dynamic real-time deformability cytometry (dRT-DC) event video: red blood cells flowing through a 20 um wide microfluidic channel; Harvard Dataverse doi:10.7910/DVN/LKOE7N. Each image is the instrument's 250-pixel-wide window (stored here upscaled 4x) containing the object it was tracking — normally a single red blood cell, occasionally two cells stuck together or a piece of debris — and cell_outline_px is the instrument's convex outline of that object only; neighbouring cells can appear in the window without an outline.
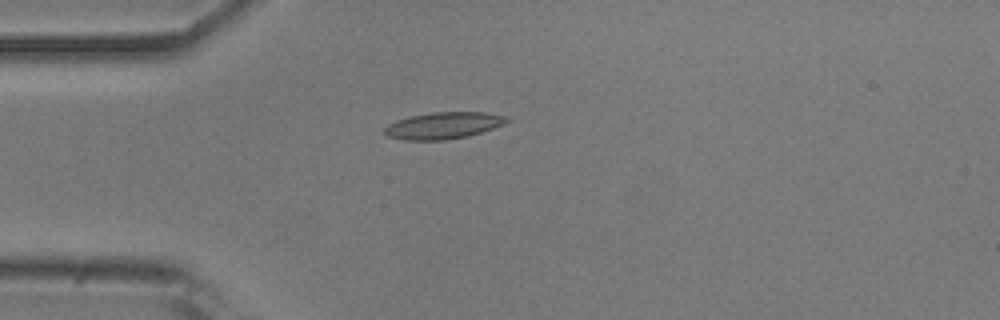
{"species": "common noctule bat (a hibernating species)", "species_latin": "Nyctalus noctula", "temperature_condition": "room temperature", "stored_images_in_passage": 39, "camera_frame_rate_fps": 3000, "um_per_image_px": 0.085, "animal": {"sex": "male", "body_mass_g": 20.5, "forearm_length_mm": 52.5}, "frame": {"image": 1, "passage_image": 1, "time_ms": 0.0, "image_size_px": [1000, 320], "cell_outline_px": [[512, 120], [504, 124], [468, 136], [444, 140], [404, 140], [388, 136], [384, 132], [384, 128], [388, 124], [396, 120], [408, 116], [432, 112], [484, 112], [504, 116]], "centroid_in_image_um": [37.66, 10.66], "position_along_channel_um": 47.3, "area_um2": 19.02}}
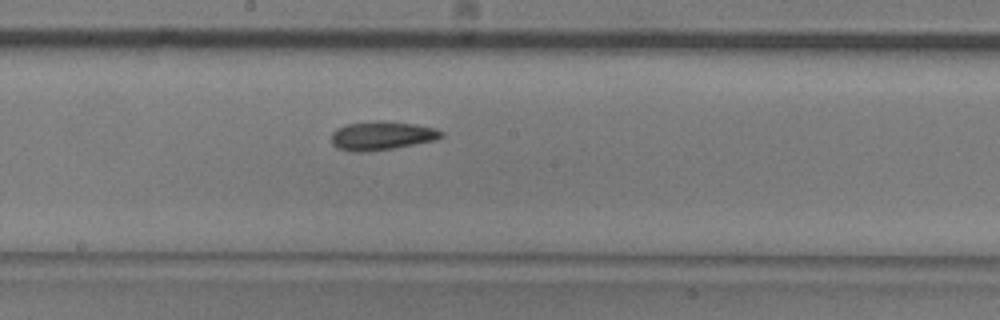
{"frame": {"image": 2, "passage_image": 15, "time_ms": 4.667, "image_size_px": [1000, 320], "cell_outline_px": [[444, 136], [436, 140], [392, 148], [364, 152], [352, 152], [336, 148], [332, 144], [332, 132], [336, 128], [348, 124], [380, 120], [412, 124], [436, 128], [444, 132]], "centroid_in_image_um": [32.44, 11.54], "position_along_channel_um": 215.8, "area_um2": 18.38}}
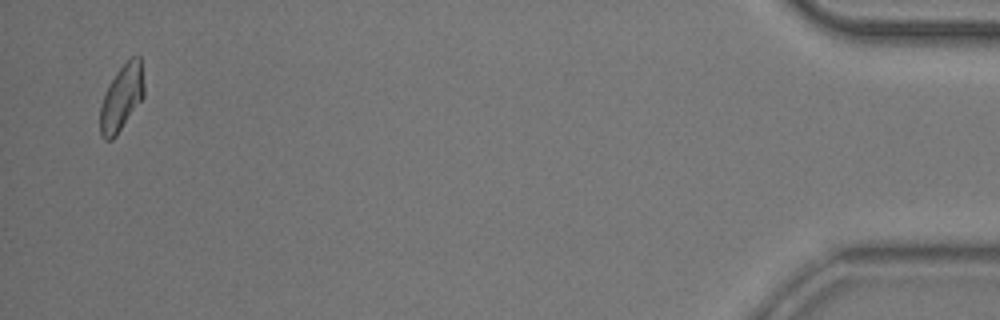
{"frame": {"image": 3, "passage_image": 38, "time_ms": 12.333, "image_size_px": [1000, 320], "cell_outline_px": [[144, 96], [116, 136], [112, 140], [104, 140], [100, 136], [100, 108], [104, 96], [116, 72], [132, 56], [140, 56], [144, 84]], "centroid_in_image_um": [10.34, 8.34], "position_along_channel_um": 424.9, "area_um2": 16.65}, "authors_computed_cell_mechanics": {"area_um2": 17.629, "velocity_mm_per_s": 3.8741, "shape_relaxation_time_tau1_ms": 5.1009, "shape_relaxation_time_tau2_ms": 4.9055, "deformation_change_tau1": 0.1364, "deformation_change_tau2": 0.1061}}